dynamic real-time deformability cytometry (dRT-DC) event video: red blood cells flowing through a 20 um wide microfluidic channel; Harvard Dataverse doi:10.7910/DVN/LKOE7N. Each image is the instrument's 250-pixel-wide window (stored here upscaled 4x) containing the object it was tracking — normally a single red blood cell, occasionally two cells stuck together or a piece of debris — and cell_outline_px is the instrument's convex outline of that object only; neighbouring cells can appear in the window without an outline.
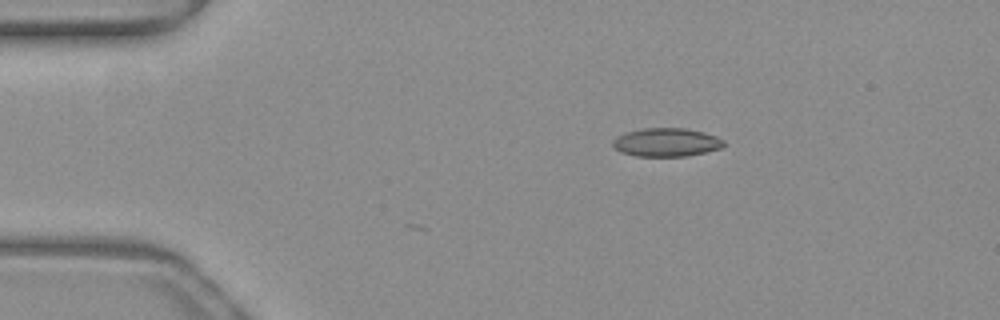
{"species": "common noctule bat (a hibernating species)", "species_latin": "Nyctalus noctula", "temperature_condition": "warm", "stored_images_in_passage": 4, "camera_frame_rate_fps": 3000, "um_per_image_px": 0.085, "animal": {"sex": "female", "body_mass_g": 19.3, "forearm_length_mm": 54.1}, "frame": {"image": 1, "passage_image": 1, "time_ms": 0.0, "image_size_px": [1000, 320], "cell_outline_px": [[724, 144], [720, 148], [688, 156], [636, 156], [620, 152], [612, 144], [612, 140], [616, 136], [640, 128], [684, 128], [704, 132], [716, 136], [724, 140]], "centroid_in_image_um": [56.62, 12.09], "position_along_channel_um": 28.4, "area_um2": 18.38}}